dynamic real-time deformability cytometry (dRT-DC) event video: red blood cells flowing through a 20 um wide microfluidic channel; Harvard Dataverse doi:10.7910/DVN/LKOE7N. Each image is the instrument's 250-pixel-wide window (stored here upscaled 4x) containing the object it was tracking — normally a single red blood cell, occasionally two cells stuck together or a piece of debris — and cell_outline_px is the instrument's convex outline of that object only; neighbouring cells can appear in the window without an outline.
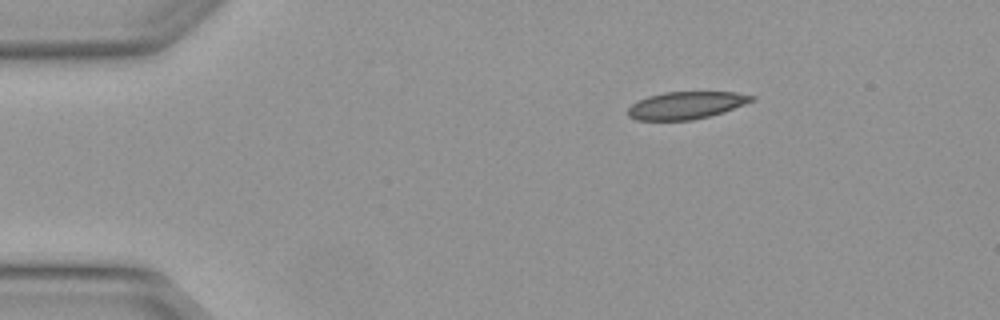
{"species": "Egyptian fruit bat (a non-hibernating species)", "species_latin": "Rousettus aegyptiacus", "temperature_condition": "warm", "stored_images_in_passage": 4, "camera_frame_rate_fps": 3000, "um_per_image_px": 0.085, "animal": {"sex": "female"}, "frame": {"image": 1, "passage_image": 1, "time_ms": 0.0, "image_size_px": [1000, 320], "cell_outline_px": [[756, 100], [724, 112], [692, 120], [636, 120], [628, 116], [628, 108], [632, 104], [648, 96], [664, 92], [736, 92], [756, 96]], "centroid_in_image_um": [58.35, 8.95], "position_along_channel_um": 26.6, "area_um2": 19.77}}
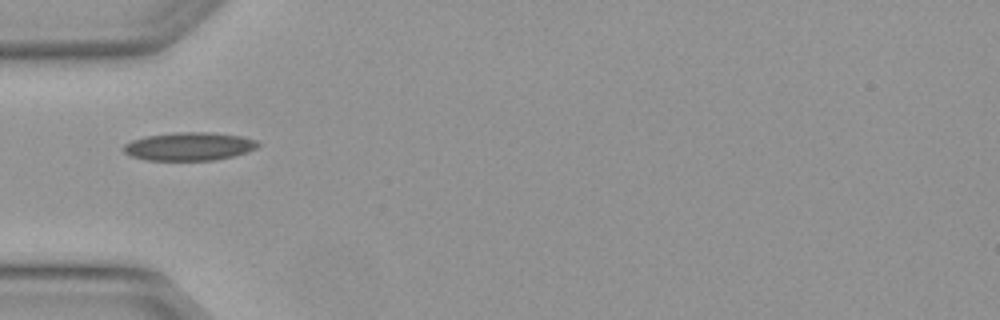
{"frame": {"image": 2, "passage_image": 3, "time_ms": 0.667, "image_size_px": [1000, 320], "cell_outline_px": [[260, 144], [256, 148], [248, 152], [232, 156], [212, 160], [144, 160], [132, 156], [124, 152], [120, 148], [124, 144], [132, 140], [144, 136], [172, 132], [212, 132], [240, 136], [256, 140]], "centroid_in_image_um": [16.04, 12.43], "position_along_channel_um": 69.0, "area_um2": 22.25}}
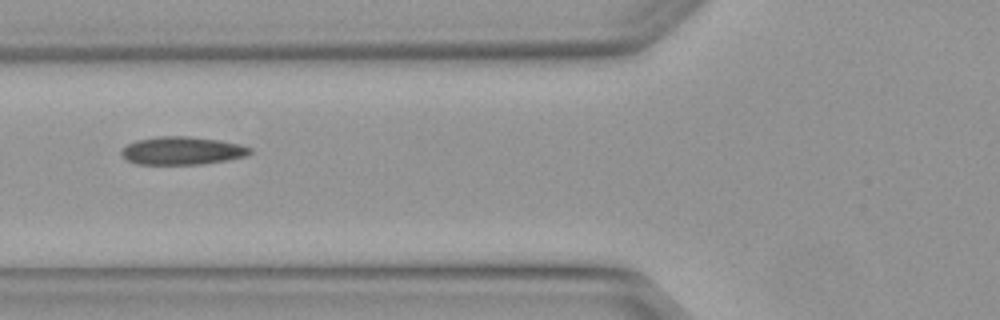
{"frame": {"image": 3, "passage_image": 4, "time_ms": 1.0, "image_size_px": [1000, 320], "cell_outline_px": [[252, 152], [248, 156], [228, 160], [204, 164], [136, 164], [128, 160], [120, 152], [128, 144], [136, 140], [156, 136], [188, 136], [220, 140], [240, 144], [252, 148]], "centroid_in_image_um": [15.53, 12.8], "position_along_channel_um": 110.3, "area_um2": 21.1}}